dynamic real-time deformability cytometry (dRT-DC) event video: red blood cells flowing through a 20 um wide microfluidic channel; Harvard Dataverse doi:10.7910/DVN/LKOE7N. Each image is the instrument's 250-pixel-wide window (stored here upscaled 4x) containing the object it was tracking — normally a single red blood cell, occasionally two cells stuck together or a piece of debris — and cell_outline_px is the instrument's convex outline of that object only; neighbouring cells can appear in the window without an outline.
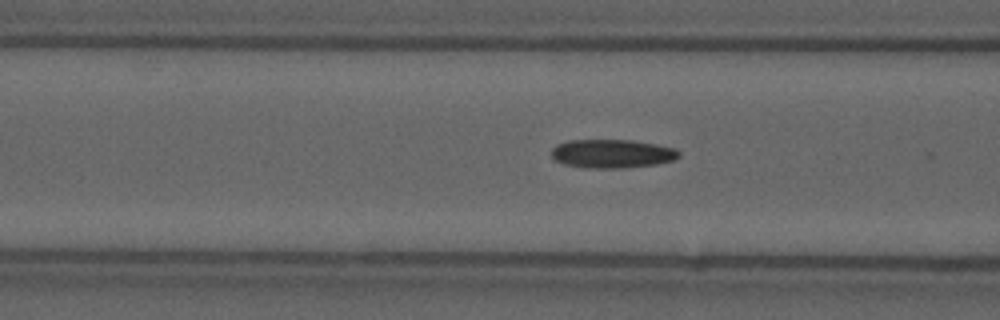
{"species": "common noctule bat (a hibernating species)", "species_latin": "Nyctalus noctula", "temperature_condition": "cold", "stored_images_in_passage": 41, "camera_frame_rate_fps": 3000, "um_per_image_px": 0.085, "animal": {"sex": "male", "forearm_length_mm": 52.5}, "frame": {"image": 1, "passage_image": 7, "time_ms": 2.0, "image_size_px": [1000, 320], "cell_outline_px": [[680, 156], [672, 160], [656, 164], [620, 168], [584, 168], [564, 164], [556, 160], [552, 156], [552, 148], [556, 144], [568, 140], [632, 140], [656, 144], [676, 148], [680, 152]], "centroid_in_image_um": [52.02, 13.05], "position_along_channel_um": 114.6, "area_um2": 21.33}, "authors_computed_cell_mechanics": {"area_um2": 20.1722, "velocity_mm_per_s": 3.7043, "shape_relaxation_time_tau1_ms": null, "shape_relaxation_time_tau2_ms": 8.0802, "deformation_change_tau1": null, "deformation_change_tau2": 0.1816}}